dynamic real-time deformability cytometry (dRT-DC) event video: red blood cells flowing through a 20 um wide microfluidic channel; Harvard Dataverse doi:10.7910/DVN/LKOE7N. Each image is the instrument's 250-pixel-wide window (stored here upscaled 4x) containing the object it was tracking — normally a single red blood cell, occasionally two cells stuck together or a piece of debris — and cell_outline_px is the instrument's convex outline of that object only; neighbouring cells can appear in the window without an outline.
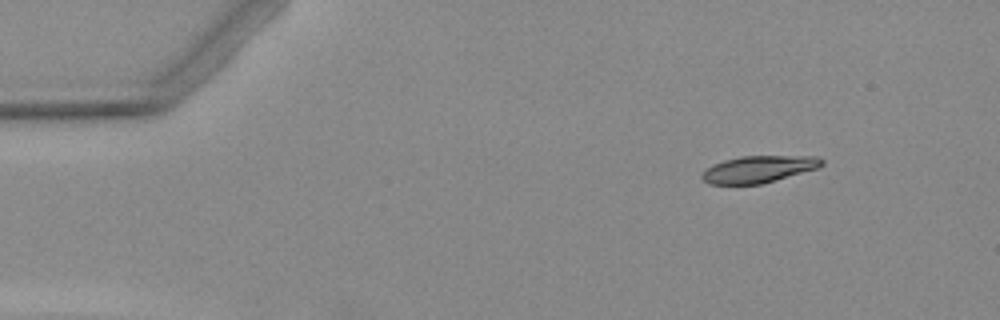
{"species": "Egyptian fruit bat (a non-hibernating species)", "species_latin": "Rousettus aegyptiacus", "temperature_condition": "warm", "stored_images_in_passage": 6, "camera_frame_rate_fps": 3000, "um_per_image_px": 0.085, "animal": {"sex": "female"}, "frame": {"image": 1, "passage_image": 1, "time_ms": 0.0, "image_size_px": [1000, 320], "cell_outline_px": [[824, 164], [820, 168], [760, 184], [708, 184], [700, 176], [708, 168], [724, 160], [740, 156], [816, 156], [824, 160]], "centroid_in_image_um": [64.54, 14.37], "position_along_channel_um": 20.5, "area_um2": 18.67}}
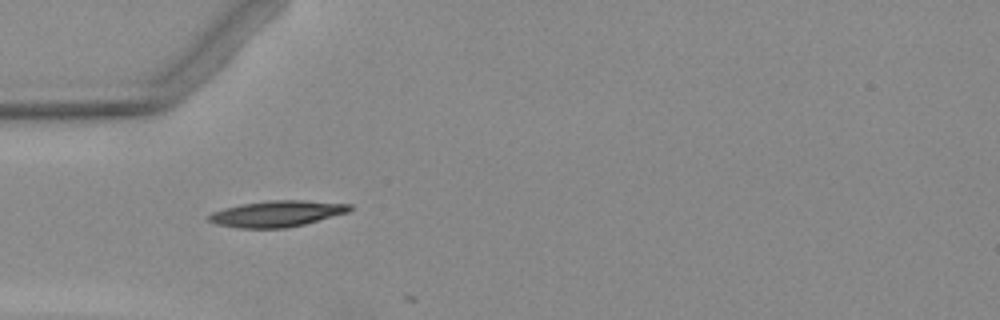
{"frame": {"image": 2, "passage_image": 4, "time_ms": 3.333, "image_size_px": [1000, 320], "cell_outline_px": [[352, 208], [348, 212], [304, 224], [288, 228], [236, 228], [216, 224], [208, 220], [208, 216], [212, 212], [224, 208], [244, 204], [272, 200], [300, 200], [352, 204]], "centroid_in_image_um": [23.53, 18.17], "position_along_channel_um": 61.5, "area_um2": 21.27}}
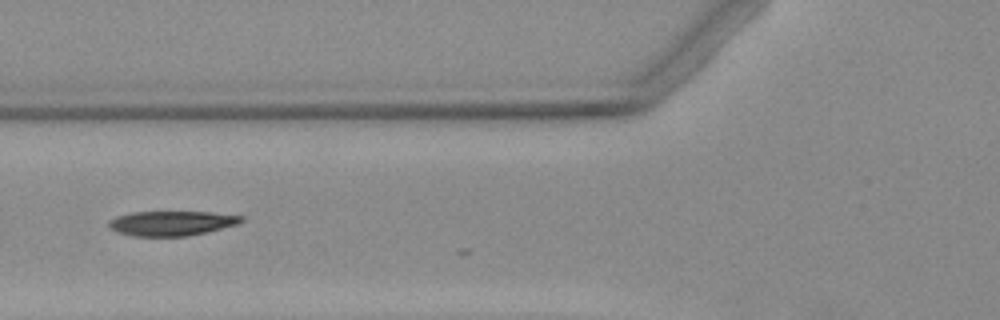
{"frame": {"image": 3, "passage_image": 5, "time_ms": 4.667, "image_size_px": [1000, 320], "cell_outline_px": [[244, 220], [236, 224], [208, 232], [188, 236], [132, 236], [116, 232], [108, 228], [108, 220], [116, 216], [132, 212], [212, 212], [244, 216]], "centroid_in_image_um": [14.54, 18.98], "position_along_channel_um": 111.3, "area_um2": 19.25}}